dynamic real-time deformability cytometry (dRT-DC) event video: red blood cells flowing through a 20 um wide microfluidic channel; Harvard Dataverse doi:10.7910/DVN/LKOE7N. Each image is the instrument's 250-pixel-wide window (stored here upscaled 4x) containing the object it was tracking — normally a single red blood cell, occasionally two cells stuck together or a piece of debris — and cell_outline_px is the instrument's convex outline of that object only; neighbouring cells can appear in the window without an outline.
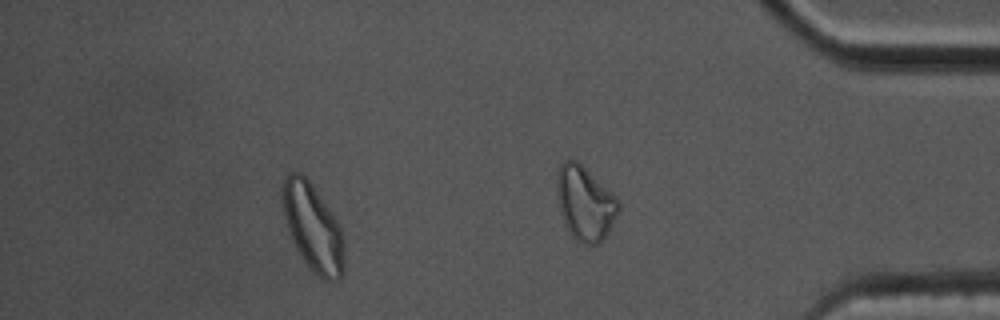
{"species": "common noctule bat (a hibernating species)", "species_latin": "Nyctalus noctula", "temperature_condition": "cold", "stored_images_in_passage": 45, "segment_of_instrument_passage": [2, 2], "camera_frame_rate_fps": 3000, "um_per_image_px": 0.085, "animal": {"sex": "male", "body_mass_g": 17.5, "forearm_length_mm": 52.3}, "frame": {"image": 1, "passage_image": 39, "time_ms": 12.667, "image_size_px": [1000, 320], "cell_outline_px": [[344, 272], [340, 280], [332, 284], [324, 280], [304, 260], [296, 248], [292, 240], [284, 216], [280, 192], [280, 188], [288, 172], [300, 172], [308, 180], [328, 208], [336, 220], [340, 228], [344, 244]], "centroid_in_image_um": [26.59, 19.35], "position_along_channel_um": 408.6, "area_um2": 31.21}}